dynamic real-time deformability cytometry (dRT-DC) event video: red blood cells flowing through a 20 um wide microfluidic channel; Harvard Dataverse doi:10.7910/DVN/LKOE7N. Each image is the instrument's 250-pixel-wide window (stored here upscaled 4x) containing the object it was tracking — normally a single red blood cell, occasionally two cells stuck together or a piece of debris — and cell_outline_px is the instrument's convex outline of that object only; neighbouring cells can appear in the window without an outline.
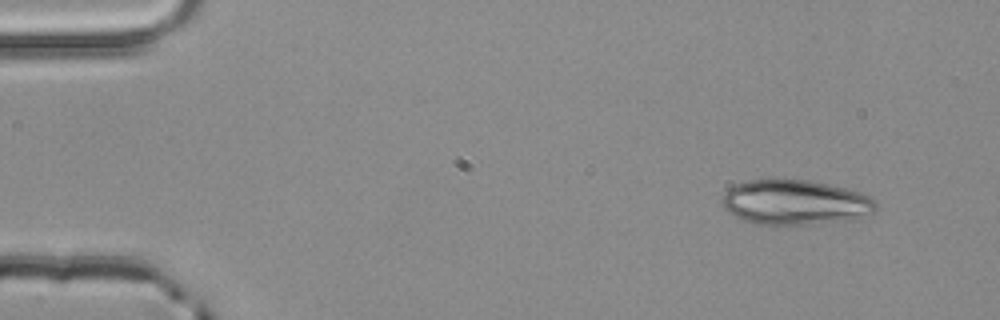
{"species": "common noctule bat (a hibernating species)", "species_latin": "Nyctalus noctula", "temperature_condition": "room temperature", "stored_images_in_passage": 4, "camera_frame_rate_fps": 3000, "um_per_image_px": 0.085, "animal": {"sex": "male", "body_mass_g": 20.4}, "frame": {"image": 1, "passage_image": 1, "time_ms": 0.0, "image_size_px": [1000, 320], "cell_outline_px": [[876, 212], [848, 220], [804, 224], [756, 224], [744, 220], [728, 212], [720, 204], [720, 200], [724, 192], [728, 188], [736, 184], [748, 180], [808, 180], [828, 184], [860, 192], [868, 196], [876, 204]], "centroid_in_image_um": [67.53, 17.19], "position_along_channel_um": 17.5, "area_um2": 39.94}}